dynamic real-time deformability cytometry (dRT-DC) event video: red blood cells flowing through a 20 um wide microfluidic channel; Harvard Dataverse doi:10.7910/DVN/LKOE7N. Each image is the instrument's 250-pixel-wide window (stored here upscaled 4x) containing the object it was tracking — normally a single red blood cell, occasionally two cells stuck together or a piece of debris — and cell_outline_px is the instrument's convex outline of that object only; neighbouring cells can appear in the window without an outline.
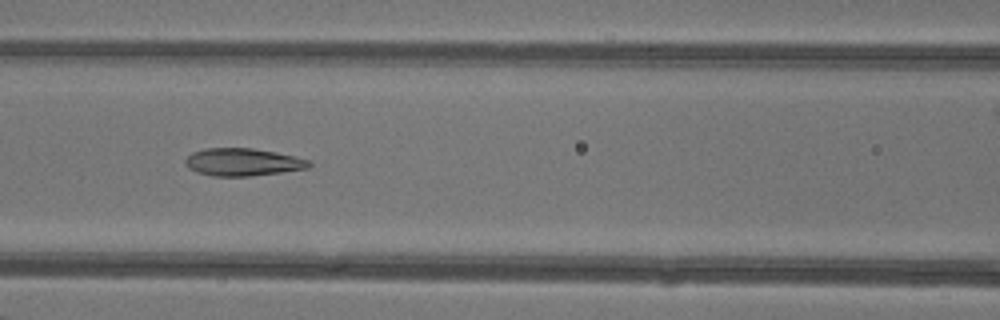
{"species": "common noctule bat (a hibernating species)", "species_latin": "Nyctalus noctula", "temperature_condition": "warm", "stored_images_in_passage": 29, "camera_frame_rate_fps": 3000, "um_per_image_px": 0.085, "animal": {"sex": "female"}, "frame": {"image": 1, "passage_image": 8, "time_ms": 2.333, "image_size_px": [1000, 320], "cell_outline_px": [[312, 164], [308, 168], [252, 176], [212, 176], [196, 172], [188, 168], [184, 164], [184, 160], [192, 152], [204, 148], [252, 148], [276, 152], [296, 156], [312, 160]], "centroid_in_image_um": [20.63, 13.77], "position_along_channel_um": 146.0, "area_um2": 20.11}}
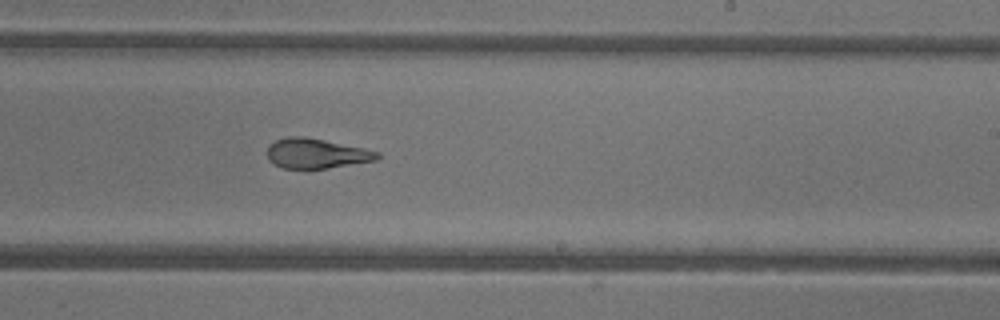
{"frame": {"image": 2, "passage_image": 16, "time_ms": 5.0, "image_size_px": [1000, 320], "cell_outline_px": [[380, 156], [376, 160], [328, 168], [284, 168], [272, 164], [268, 160], [268, 144], [276, 140], [288, 136], [304, 136], [364, 148], [380, 152]], "centroid_in_image_um": [26.86, 13.04], "position_along_channel_um": 262.1, "area_um2": 19.13}}
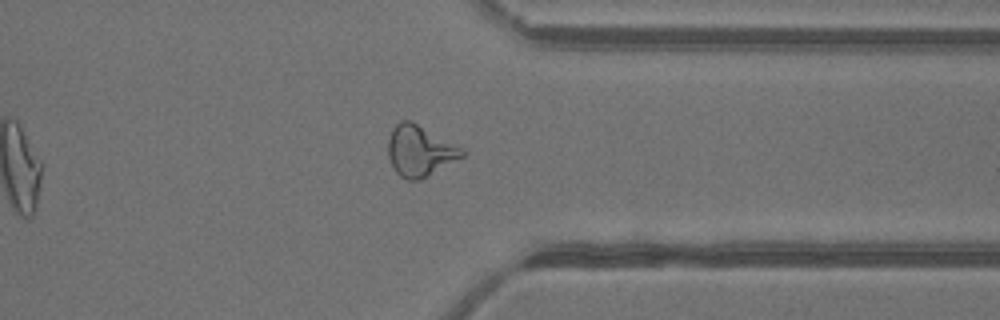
{"frame": {"image": 3, "passage_image": 24, "time_ms": 7.667, "image_size_px": [1000, 320], "cell_outline_px": [[468, 152], [464, 156], [420, 180], [408, 180], [400, 176], [396, 172], [388, 156], [388, 140], [392, 128], [400, 120], [412, 120], [464, 148]], "centroid_in_image_um": [35.7, 12.8], "position_along_channel_um": 375.7, "area_um2": 22.14}, "authors_computed_cell_mechanics": {"area_um2": 20.1722, "velocity_mm_per_s": 4.3687, "shape_relaxation_time_tau1_ms": null, "shape_relaxation_time_tau2_ms": 1.463, "deformation_change_tau1": null, "deformation_change_tau2": 0.0903}}